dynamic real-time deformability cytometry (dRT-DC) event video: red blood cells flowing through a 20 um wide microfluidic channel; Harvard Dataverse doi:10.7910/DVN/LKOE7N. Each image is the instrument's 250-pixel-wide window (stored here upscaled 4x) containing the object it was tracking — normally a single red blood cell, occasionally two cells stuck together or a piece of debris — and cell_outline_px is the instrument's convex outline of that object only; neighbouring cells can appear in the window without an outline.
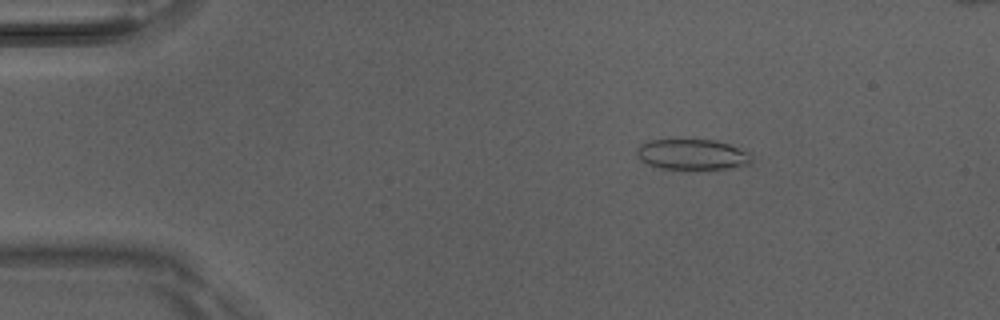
{"species": "Egyptian fruit bat (a non-hibernating species)", "species_latin": "Rousettus aegyptiacus", "temperature_condition": "room temperature", "stored_images_in_passage": 3, "camera_frame_rate_fps": 3000, "um_per_image_px": 0.085, "animal": {"sex": "male"}, "frame": {"image": 1, "passage_image": 1, "time_ms": 0.0, "image_size_px": [1000, 320], "cell_outline_px": [[752, 164], [728, 168], [692, 172], [660, 168], [648, 164], [640, 160], [636, 156], [636, 148], [640, 144], [648, 140], [716, 140], [728, 144], [748, 152], [752, 156]], "centroid_in_image_um": [58.82, 13.18], "position_along_channel_um": 26.2, "area_um2": 21.27}}